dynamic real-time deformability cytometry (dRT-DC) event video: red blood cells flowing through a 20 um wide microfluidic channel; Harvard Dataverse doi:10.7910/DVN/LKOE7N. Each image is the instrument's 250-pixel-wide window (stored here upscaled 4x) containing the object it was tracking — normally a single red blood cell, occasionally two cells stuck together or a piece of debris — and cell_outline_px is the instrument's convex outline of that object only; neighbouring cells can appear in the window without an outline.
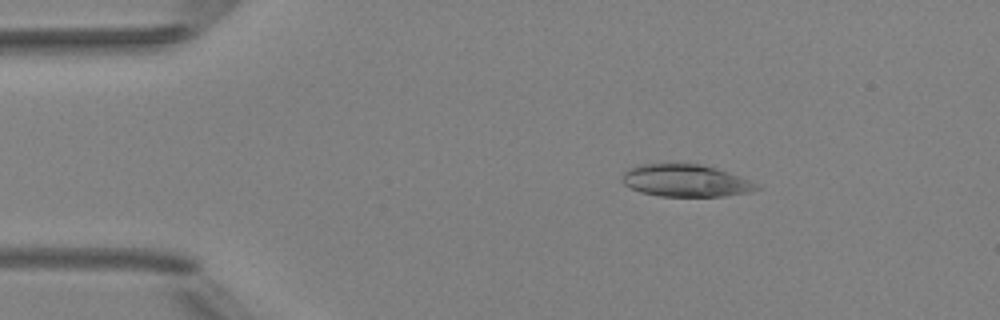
{"species": "Egyptian fruit bat (a non-hibernating species)", "species_latin": "Rousettus aegyptiacus", "temperature_condition": "room temperature", "stored_images_in_passage": 5, "camera_frame_rate_fps": 3000, "um_per_image_px": 0.085, "animal": {"sex": "female"}, "frame": {"image": 1, "passage_image": 3, "time_ms": 2.333, "image_size_px": [1000, 320], "cell_outline_px": [[764, 188], [752, 192], [724, 196], [660, 196], [640, 192], [624, 184], [620, 180], [620, 176], [624, 172], [632, 168], [644, 164], [700, 164], [716, 168], [728, 172], [760, 184]], "centroid_in_image_um": [58.33, 15.37], "position_along_channel_um": 26.7, "area_um2": 25.32}}
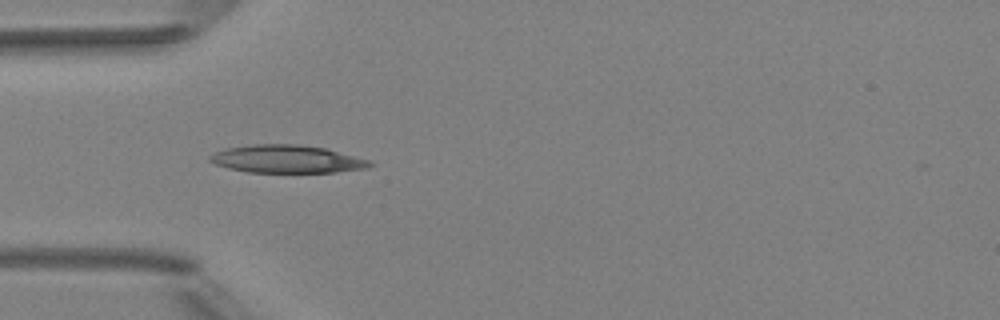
{"frame": {"image": 2, "passage_image": 5, "time_ms": 4.667, "image_size_px": [1000, 320], "cell_outline_px": [[376, 164], [368, 168], [336, 172], [248, 172], [228, 168], [216, 164], [208, 160], [208, 156], [216, 152], [228, 148], [252, 144], [296, 144], [324, 148], [368, 160]], "centroid_in_image_um": [24.38, 13.52], "position_along_channel_um": 60.6, "area_um2": 25.72}}